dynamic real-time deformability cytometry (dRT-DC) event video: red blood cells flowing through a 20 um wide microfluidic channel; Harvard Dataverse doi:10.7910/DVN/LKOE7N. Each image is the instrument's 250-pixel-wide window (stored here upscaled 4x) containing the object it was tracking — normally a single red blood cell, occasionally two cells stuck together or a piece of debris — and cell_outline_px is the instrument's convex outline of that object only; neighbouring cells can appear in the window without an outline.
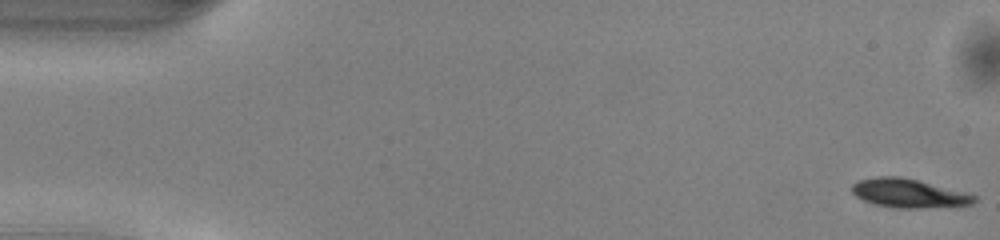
{"species": "common noctule bat (a hibernating species)", "species_latin": "Nyctalus noctula", "temperature_condition": "warm", "stored_images_in_passage": 16, "camera_frame_rate_fps": 3000, "um_per_image_px": 0.085, "animal": {"sex": "male", "body_mass_g": 13.0, "forearm_length_mm": 53.1}, "frame": {"image": 1, "passage_image": 1, "time_ms": 0.0, "image_size_px": [1000, 240], "cell_outline_px": [[976, 200], [972, 204], [924, 208], [900, 208], [876, 204], [864, 200], [856, 196], [852, 192], [852, 184], [856, 180], [876, 176], [900, 176], [964, 192], [976, 196]], "centroid_in_image_um": [77.19, 16.42], "position_along_channel_um": 7.8, "area_um2": 20.23}}
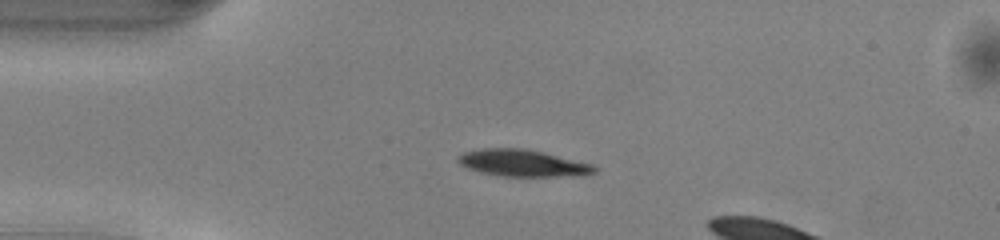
{"frame": {"image": 2, "passage_image": 12, "time_ms": 3.667, "image_size_px": [1000, 240], "cell_outline_px": [[600, 168], [596, 172], [584, 176], [504, 176], [480, 172], [468, 168], [460, 164], [456, 160], [456, 156], [464, 152], [480, 148], [524, 148], [544, 152], [596, 164]], "centroid_in_image_um": [44.51, 13.86], "position_along_channel_um": 40.5, "area_um2": 21.79}}